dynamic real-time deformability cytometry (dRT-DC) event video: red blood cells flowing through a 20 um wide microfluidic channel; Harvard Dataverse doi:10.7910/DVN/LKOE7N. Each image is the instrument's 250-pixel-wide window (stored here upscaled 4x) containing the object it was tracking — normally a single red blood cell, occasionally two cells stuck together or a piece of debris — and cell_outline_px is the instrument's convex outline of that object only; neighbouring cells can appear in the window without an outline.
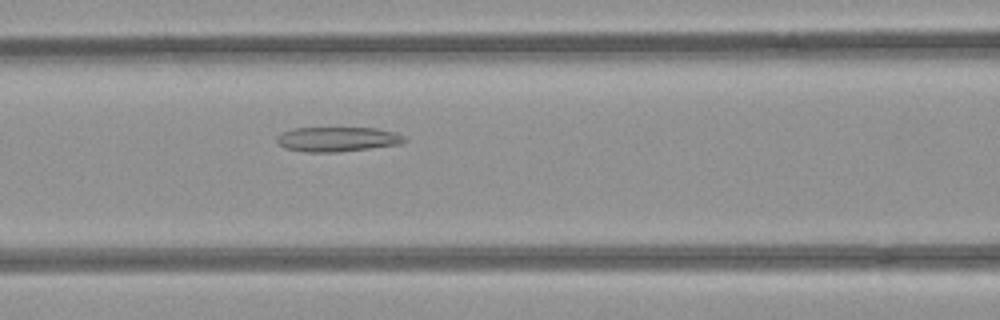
{"species": "common noctule bat (a hibernating species)", "species_latin": "Nyctalus noctula", "temperature_condition": "room temperature", "stored_images_in_passage": 36, "camera_frame_rate_fps": 3000, "um_per_image_px": 0.085, "animal": {"sex": "female", "body_mass_g": 21.9}, "frame": {"image": 1, "passage_image": 6, "time_ms": 1.667, "image_size_px": [1000, 320], "cell_outline_px": [[408, 140], [400, 144], [340, 152], [304, 152], [284, 148], [276, 140], [276, 136], [292, 128], [376, 128], [396, 132], [404, 136]], "centroid_in_image_um": [28.69, 11.83], "position_along_channel_um": 137.9, "area_um2": 18.44}}
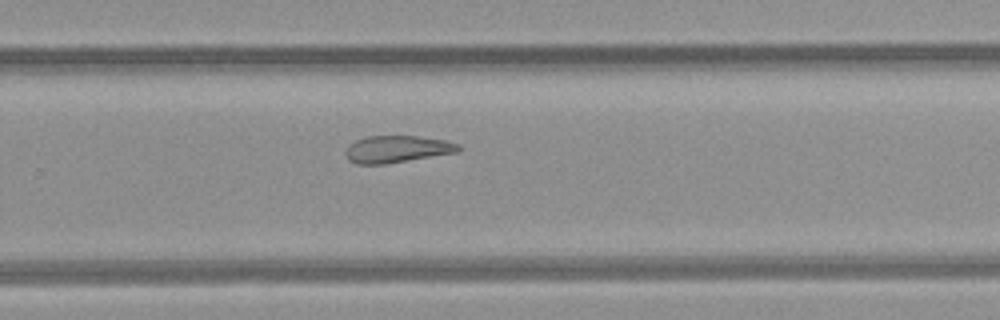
{"frame": {"image": 2, "passage_image": 18, "time_ms": 5.667, "image_size_px": [1000, 320], "cell_outline_px": [[460, 152], [384, 164], [356, 164], [348, 160], [344, 152], [348, 144], [364, 136], [416, 136], [444, 140], [460, 144]], "centroid_in_image_um": [33.72, 12.67], "position_along_channel_um": 296.1, "area_um2": 17.92}}
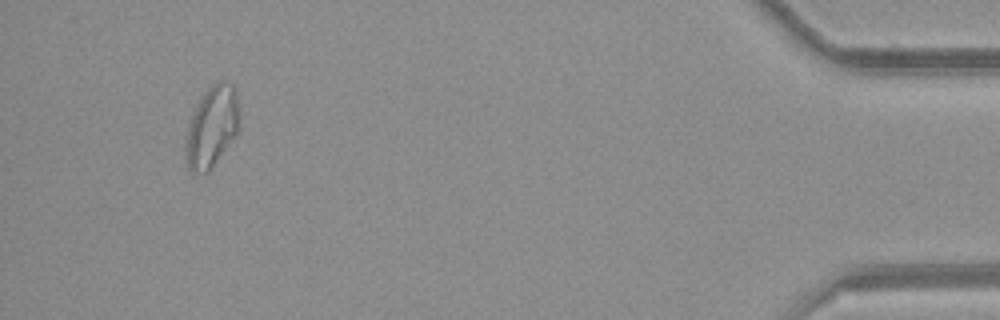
{"frame": {"image": 3, "passage_image": 33, "time_ms": 10.667, "image_size_px": [1000, 320], "cell_outline_px": [[236, 136], [208, 172], [192, 172], [188, 168], [184, 160], [184, 148], [188, 124], [196, 104], [204, 92], [212, 84], [220, 80], [228, 80], [236, 88]], "centroid_in_image_um": [17.94, 10.78], "position_along_channel_um": 417.3, "area_um2": 25.2}}